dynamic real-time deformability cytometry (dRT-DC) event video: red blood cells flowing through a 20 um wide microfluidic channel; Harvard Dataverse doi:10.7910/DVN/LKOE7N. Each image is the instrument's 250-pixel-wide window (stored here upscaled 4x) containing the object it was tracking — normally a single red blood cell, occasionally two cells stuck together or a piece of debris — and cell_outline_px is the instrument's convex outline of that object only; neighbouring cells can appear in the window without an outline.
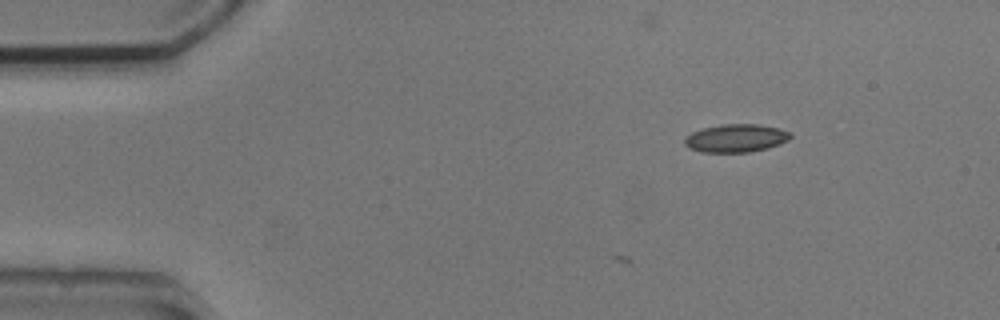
{"species": "common noctule bat (a hibernating species)", "species_latin": "Nyctalus noctula", "temperature_condition": "cold", "stored_images_in_passage": 4, "camera_frame_rate_fps": 3000, "um_per_image_px": 0.085, "animal": {"sex": "male", "body_mass_g": 20.5, "forearm_length_mm": 52.5}, "frame": {"image": 1, "passage_image": 4, "time_ms": 1.0, "image_size_px": [1000, 320], "cell_outline_px": [[792, 136], [788, 140], [780, 144], [768, 148], [748, 152], [700, 152], [688, 148], [684, 144], [684, 136], [692, 132], [704, 128], [724, 124], [760, 124], [780, 128], [792, 132]], "centroid_in_image_um": [62.56, 11.74], "position_along_channel_um": 22.4, "area_um2": 17.51}}